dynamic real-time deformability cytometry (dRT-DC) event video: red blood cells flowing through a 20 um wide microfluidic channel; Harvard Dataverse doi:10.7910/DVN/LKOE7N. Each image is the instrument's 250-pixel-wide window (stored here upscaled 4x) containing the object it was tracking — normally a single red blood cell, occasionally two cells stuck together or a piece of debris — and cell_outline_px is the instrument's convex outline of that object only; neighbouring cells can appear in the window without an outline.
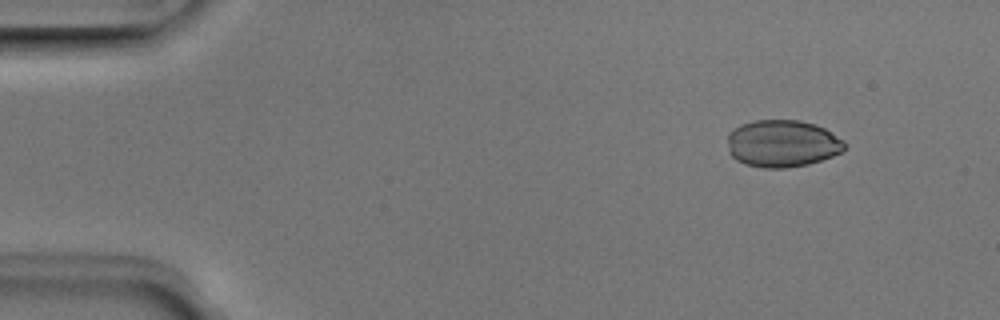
{"species": "Egyptian fruit bat (a non-hibernating species)", "species_latin": "Rousettus aegyptiacus", "temperature_condition": "room temperature", "stored_images_in_passage": 16, "camera_frame_rate_fps": 3000, "um_per_image_px": 0.085, "animal": {"sex": "male"}, "frame": {"image": 1, "passage_image": 6, "time_ms": 1.667, "image_size_px": [1000, 320], "cell_outline_px": [[844, 148], [840, 152], [832, 156], [808, 164], [784, 168], [764, 168], [744, 164], [736, 160], [728, 152], [728, 132], [740, 124], [752, 120], [800, 120], [816, 124], [824, 128], [844, 140]], "centroid_in_image_um": [66.46, 12.19], "position_along_channel_um": 18.5, "area_um2": 32.37}}
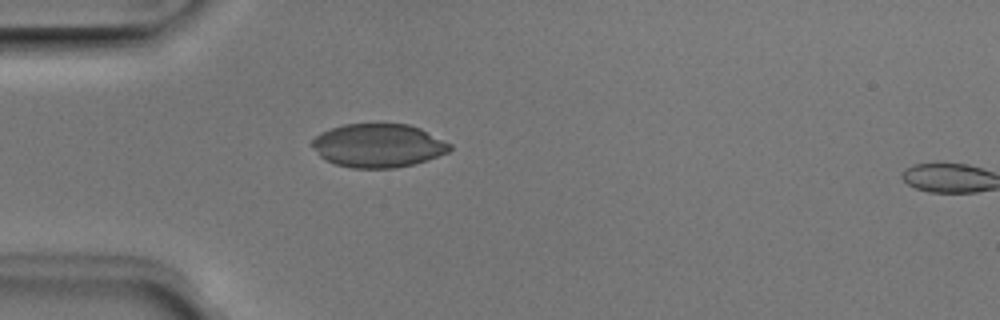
{"frame": {"image": 2, "passage_image": 15, "time_ms": 4.667, "image_size_px": [1000, 320], "cell_outline_px": [[452, 148], [448, 152], [428, 160], [396, 168], [352, 168], [336, 164], [324, 160], [320, 156], [312, 144], [312, 140], [316, 136], [332, 128], [344, 124], [408, 124], [420, 128], [452, 144]], "centroid_in_image_um": [32.18, 12.38], "position_along_channel_um": 52.8, "area_um2": 34.8}}